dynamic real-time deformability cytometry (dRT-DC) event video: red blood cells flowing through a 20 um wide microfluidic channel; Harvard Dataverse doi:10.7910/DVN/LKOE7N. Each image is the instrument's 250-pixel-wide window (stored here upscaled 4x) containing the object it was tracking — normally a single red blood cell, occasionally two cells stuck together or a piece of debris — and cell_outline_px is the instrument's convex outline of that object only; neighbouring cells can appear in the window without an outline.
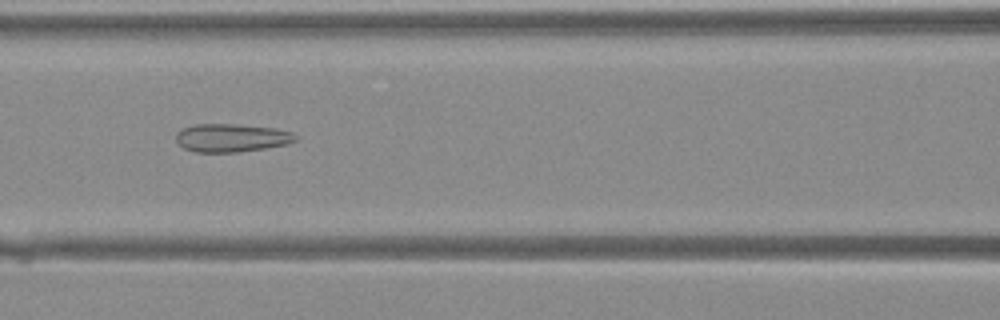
{"species": "Egyptian fruit bat (a non-hibernating species)", "species_latin": "Rousettus aegyptiacus", "temperature_condition": "warm", "stored_images_in_passage": 31, "camera_frame_rate_fps": 3000, "um_per_image_px": 0.085, "animal": {"sex": "female"}, "frame": {"image": 1, "passage_image": 13, "time_ms": 4.0, "image_size_px": [1000, 320], "cell_outline_px": [[296, 140], [288, 144], [240, 152], [196, 152], [184, 148], [176, 140], [176, 132], [184, 128], [196, 124], [240, 124], [276, 128], [292, 132], [296, 136]], "centroid_in_image_um": [19.69, 11.71], "position_along_channel_um": 146.9, "area_um2": 19.65}}
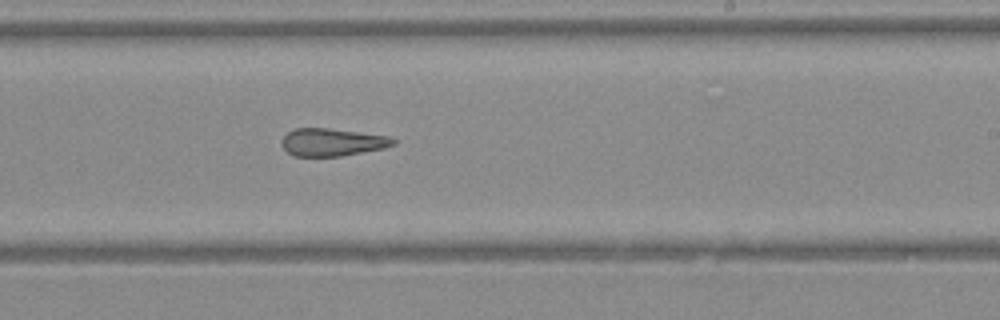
{"frame": {"image": 2, "passage_image": 20, "time_ms": 6.333, "image_size_px": [1000, 320], "cell_outline_px": [[396, 144], [384, 148], [340, 156], [292, 156], [284, 148], [284, 136], [288, 132], [296, 128], [328, 128], [388, 136], [396, 140]], "centroid_in_image_um": [28.26, 12.09], "position_along_channel_um": 260.7, "area_um2": 17.69}}
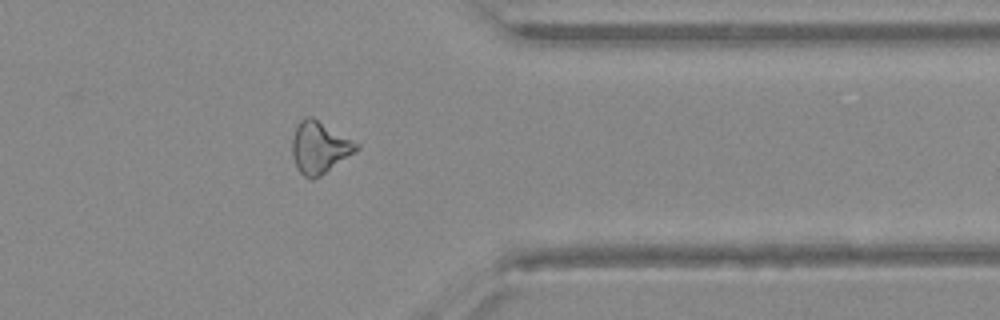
{"frame": {"image": 3, "passage_image": 28, "time_ms": 9.0, "image_size_px": [1000, 320], "cell_outline_px": [[360, 148], [356, 152], [320, 176], [312, 180], [304, 176], [296, 168], [292, 156], [292, 136], [296, 124], [300, 120], [308, 116], [312, 116], [360, 144]], "centroid_in_image_um": [27.14, 12.53], "position_along_channel_um": 384.3, "area_um2": 19.65}}